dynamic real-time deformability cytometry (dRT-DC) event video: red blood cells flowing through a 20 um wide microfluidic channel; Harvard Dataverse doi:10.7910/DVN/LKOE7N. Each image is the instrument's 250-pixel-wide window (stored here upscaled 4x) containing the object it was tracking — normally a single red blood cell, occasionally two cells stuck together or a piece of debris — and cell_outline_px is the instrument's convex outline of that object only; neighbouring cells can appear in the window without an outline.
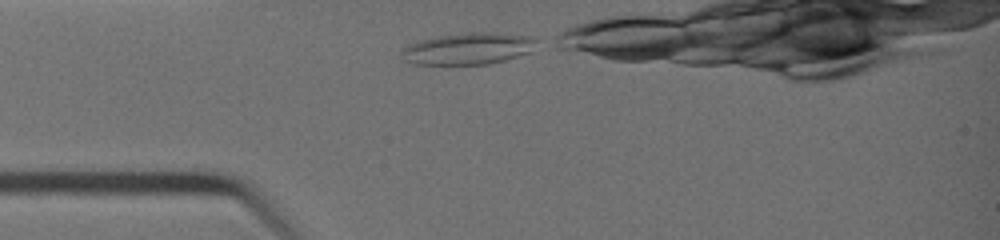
{"species": "common noctule bat (a hibernating species)", "species_latin": "Nyctalus noctula", "temperature_condition": "warm", "stored_images_in_passage": 19, "camera_frame_rate_fps": 3000, "um_per_image_px": 0.085, "animal": {"sex": "female", "body_mass_g": 19.0, "forearm_length_mm": 51.5}, "frame": {"image": 1, "passage_image": 1, "time_ms": 0.0, "image_size_px": [1000, 240], "cell_outline_px": [[540, 40], [532, 52], [504, 60], [488, 64], [412, 64], [404, 60], [400, 52], [408, 44], [420, 40], [436, 36], [468, 32], [496, 32], [532, 36]], "centroid_in_image_um": [39.84, 4.12], "position_along_channel_um": 45.2, "area_um2": 25.32}}
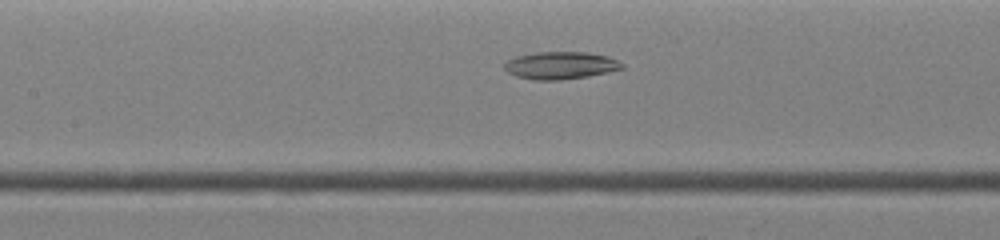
{"frame": {"image": 2, "passage_image": 9, "time_ms": 2.667, "image_size_px": [1000, 240], "cell_outline_px": [[624, 68], [608, 72], [588, 76], [560, 80], [532, 80], [516, 76], [508, 72], [504, 68], [504, 64], [508, 60], [516, 56], [536, 52], [588, 52], [608, 56], [620, 60], [624, 64]], "centroid_in_image_um": [47.67, 5.56], "position_along_channel_um": 159.7, "area_um2": 18.96}}
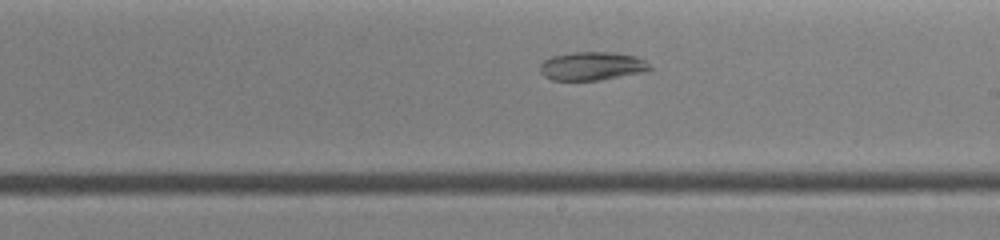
{"frame": {"image": 3, "passage_image": 14, "time_ms": 4.333, "image_size_px": [1000, 240], "cell_outline_px": [[652, 72], [600, 80], [552, 80], [544, 76], [540, 72], [540, 64], [544, 60], [552, 56], [572, 52], [616, 52], [636, 56], [644, 60], [652, 68]], "centroid_in_image_um": [50.38, 5.62], "position_along_channel_um": 238.6, "area_um2": 18.61}}